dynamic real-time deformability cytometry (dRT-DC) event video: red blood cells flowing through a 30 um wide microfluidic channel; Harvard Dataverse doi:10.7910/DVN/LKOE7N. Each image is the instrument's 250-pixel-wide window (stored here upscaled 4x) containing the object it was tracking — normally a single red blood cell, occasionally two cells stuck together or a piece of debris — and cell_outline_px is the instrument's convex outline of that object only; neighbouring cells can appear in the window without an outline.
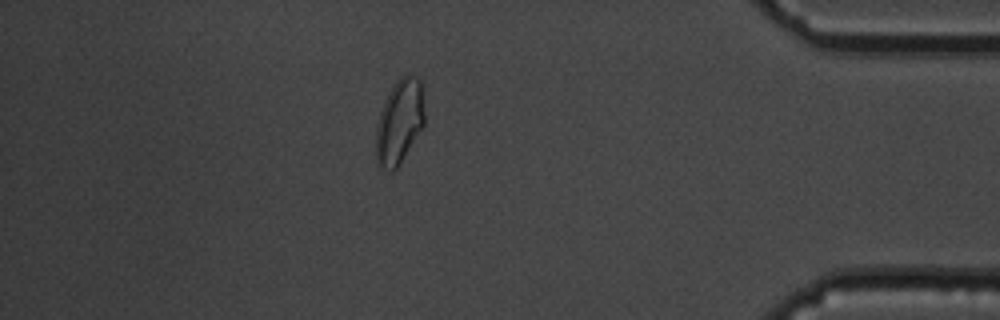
{"species": "common noctule bat (a hibernating species)", "species_latin": "Nyctalus noctula", "temperature_condition": "cold", "stored_images_in_passage": 13, "camera_frame_rate_fps": 3000, "um_per_image_px": 0.085, "animal": {"sex": "male", "body_mass_g": 19.5, "forearm_length_mm": 54.6}, "frame": {"image": 1, "passage_image": 13, "time_ms": 15.0, "image_size_px": [1000, 320], "cell_outline_px": [[424, 124], [396, 168], [392, 172], [388, 172], [376, 168], [376, 128], [380, 112], [384, 100], [388, 92], [396, 80], [400, 76], [408, 72], [420, 76], [424, 112]], "centroid_in_image_um": [33.92, 10.32], "position_along_channel_um": 401.3, "area_um2": 24.22}}